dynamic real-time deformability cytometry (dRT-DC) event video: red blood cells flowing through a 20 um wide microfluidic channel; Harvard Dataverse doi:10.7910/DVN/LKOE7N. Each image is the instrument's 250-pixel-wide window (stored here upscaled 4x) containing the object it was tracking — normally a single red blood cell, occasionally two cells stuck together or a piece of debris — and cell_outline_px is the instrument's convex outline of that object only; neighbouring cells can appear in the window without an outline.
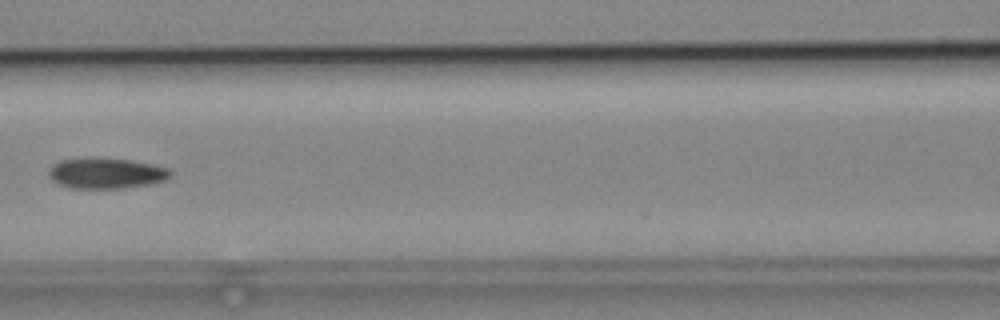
{"species": "common noctule bat (a hibernating species)", "species_latin": "Nyctalus noctula", "temperature_condition": "cold", "stored_images_in_passage": 6, "camera_frame_rate_fps": 3000, "um_per_image_px": 0.085, "animal": {"sex": "male", "body_mass_g": 19.2, "forearm_length_mm": 51.8}, "frame": {"image": 1, "passage_image": 6, "time_ms": 6.0, "image_size_px": [1000, 320], "cell_outline_px": [[172, 172], [164, 180], [148, 184], [120, 188], [72, 188], [60, 184], [52, 180], [48, 176], [48, 172], [52, 164], [60, 160], [80, 156], [96, 156], [132, 160], [152, 164], [168, 168]], "centroid_in_image_um": [8.95, 14.68], "position_along_channel_um": 157.7, "area_um2": 22.14}}